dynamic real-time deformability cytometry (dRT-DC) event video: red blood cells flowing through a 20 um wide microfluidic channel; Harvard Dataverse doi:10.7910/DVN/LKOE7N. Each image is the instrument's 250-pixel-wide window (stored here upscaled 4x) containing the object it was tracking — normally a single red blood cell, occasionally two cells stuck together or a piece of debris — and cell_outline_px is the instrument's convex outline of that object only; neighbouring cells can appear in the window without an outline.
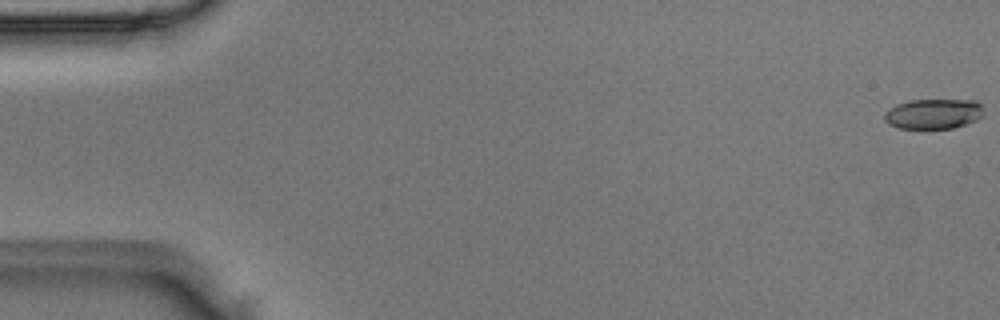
{"species": "Egyptian fruit bat (a non-hibernating species)", "species_latin": "Rousettus aegyptiacus", "temperature_condition": "room temperature", "stored_images_in_passage": 15, "camera_frame_rate_fps": 3000, "um_per_image_px": 0.085, "animal": {"sex": "male"}, "frame": {"image": 1, "passage_image": 1, "time_ms": 0.0, "image_size_px": [1000, 320], "cell_outline_px": [[984, 116], [976, 120], [952, 128], [900, 128], [888, 124], [884, 120], [884, 112], [888, 108], [896, 104], [908, 100], [976, 100], [984, 108]], "centroid_in_image_um": [79.34, 9.66], "position_along_channel_um": 5.7, "area_um2": 17.57}}